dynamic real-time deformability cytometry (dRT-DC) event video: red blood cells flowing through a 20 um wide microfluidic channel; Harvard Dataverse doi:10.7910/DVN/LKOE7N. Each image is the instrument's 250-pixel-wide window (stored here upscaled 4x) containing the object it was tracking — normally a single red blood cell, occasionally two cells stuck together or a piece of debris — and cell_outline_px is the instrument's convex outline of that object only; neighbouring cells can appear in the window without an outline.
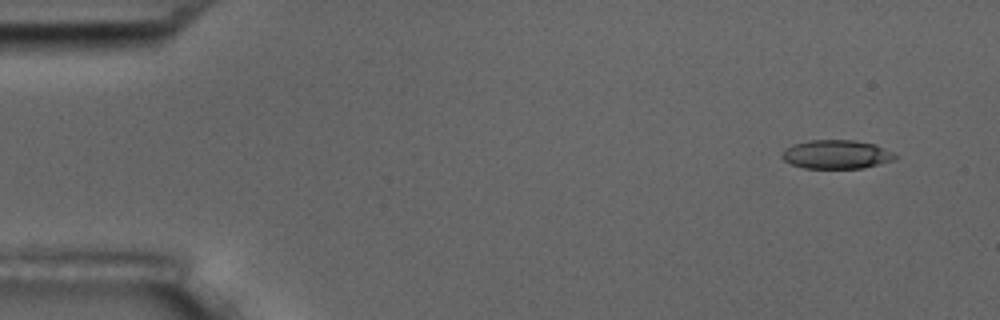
{"species": "common noctule bat (a hibernating species)", "species_latin": "Nyctalus noctula", "temperature_condition": "room temperature", "stored_images_in_passage": 17, "camera_frame_rate_fps": 3000, "um_per_image_px": 0.085, "animal": {"sex": "male", "body_mass_g": 17.5, "forearm_length_mm": 52.3}, "frame": {"image": 1, "passage_image": 1, "time_ms": 0.0, "image_size_px": [1000, 320], "cell_outline_px": [[896, 160], [864, 168], [804, 168], [792, 164], [784, 160], [780, 156], [784, 148], [792, 144], [808, 140], [856, 140], [876, 144], [892, 152], [896, 156]], "centroid_in_image_um": [71.09, 13.12], "position_along_channel_um": 13.9, "area_um2": 19.19}}
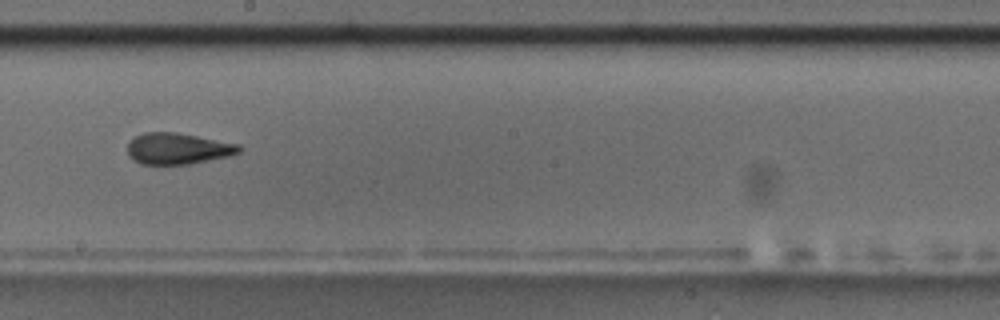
{"frame": {"image": 2, "passage_image": 9, "time_ms": 9.333, "image_size_px": [1000, 320], "cell_outline_px": [[240, 152], [228, 156], [188, 164], [140, 164], [132, 160], [128, 156], [128, 140], [144, 132], [176, 132], [240, 144]], "centroid_in_image_um": [15.07, 12.62], "position_along_channel_um": 233.1, "area_um2": 20.35}}
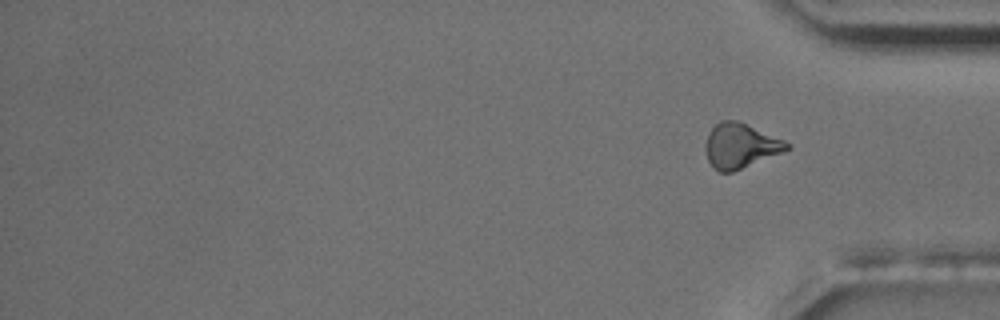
{"frame": {"image": 3, "passage_image": 17, "time_ms": 18.667, "image_size_px": [1000, 320], "cell_outline_px": [[792, 148], [732, 172], [720, 172], [712, 168], [708, 160], [704, 148], [704, 144], [708, 132], [720, 120], [740, 120], [784, 140], [792, 144]], "centroid_in_image_um": [62.91, 12.37], "position_along_channel_um": 372.3, "area_um2": 21.5}, "authors_computed_cell_mechanics": {"area_um2": 20.2878, "velocity_mm_per_s": 3.5599, "shape_relaxation_time_tau1_ms": 5.6346, "shape_relaxation_time_tau2_ms": 1.3785, "deformation_change_tau1": 0.1449, "deformation_change_tau2": 0.0728}}